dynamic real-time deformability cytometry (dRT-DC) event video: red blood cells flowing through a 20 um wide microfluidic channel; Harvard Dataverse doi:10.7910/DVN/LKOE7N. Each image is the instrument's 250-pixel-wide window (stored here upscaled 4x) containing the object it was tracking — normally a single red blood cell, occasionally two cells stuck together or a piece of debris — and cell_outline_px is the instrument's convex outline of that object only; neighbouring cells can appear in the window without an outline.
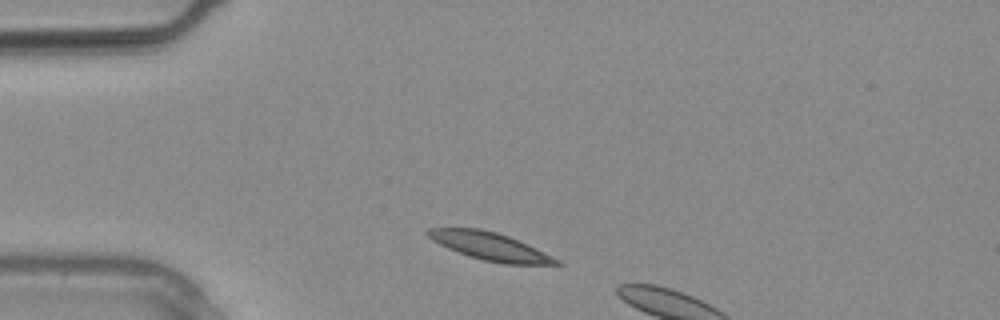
{"species": "common noctule bat (a hibernating species)", "species_latin": "Nyctalus noctula", "temperature_condition": "warm", "stored_images_in_passage": 2, "camera_frame_rate_fps": 3000, "um_per_image_px": 0.085, "animal": {"sex": "male", "body_mass_g": 20.4}, "frame": {"image": 1, "passage_image": 1, "time_ms": 0.0, "image_size_px": [1000, 320], "cell_outline_px": [[564, 264], [504, 264], [484, 260], [468, 256], [448, 248], [432, 240], [424, 232], [428, 228], [480, 228], [496, 232], [508, 236], [536, 248], [560, 260]], "centroid_in_image_um": [41.63, 20.93], "position_along_channel_um": 43.4, "area_um2": 20.63}}